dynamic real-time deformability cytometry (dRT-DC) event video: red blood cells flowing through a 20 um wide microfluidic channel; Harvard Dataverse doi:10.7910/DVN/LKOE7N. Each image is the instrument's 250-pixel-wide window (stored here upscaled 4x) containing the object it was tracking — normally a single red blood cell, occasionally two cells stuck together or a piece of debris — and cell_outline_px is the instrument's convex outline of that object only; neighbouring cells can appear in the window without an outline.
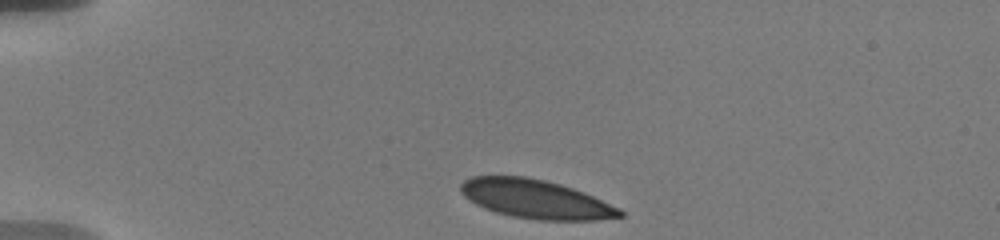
{"species": "human", "species_latin": "Homo sapiens", "temperature_condition": "warm", "stored_images_in_passage": 10, "camera_frame_rate_fps": 3000, "um_per_image_px": 0.085, "donor": {"sex": "male"}, "frame": {"image": 1, "passage_image": 1, "time_ms": 0.0, "image_size_px": [1000, 240], "cell_outline_px": [[624, 216], [596, 220], [540, 220], [512, 216], [496, 212], [484, 208], [476, 204], [464, 196], [460, 192], [460, 184], [464, 180], [472, 176], [524, 176], [544, 180], [560, 184], [584, 192], [620, 208], [624, 212]], "centroid_in_image_um": [45.53, 16.92], "position_along_channel_um": 39.5, "area_um2": 35.89}}
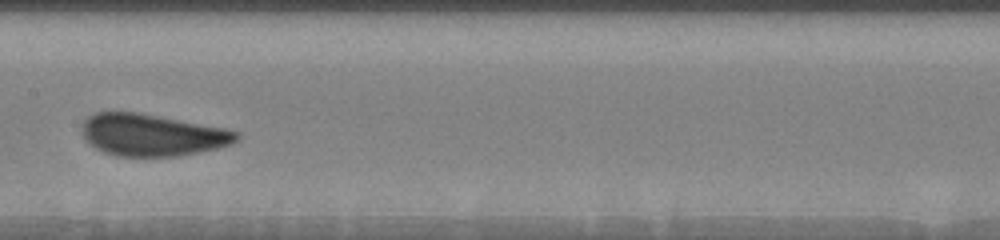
{"frame": {"image": 2, "passage_image": 6, "time_ms": 5.667, "image_size_px": [1000, 240], "cell_outline_px": [[240, 136], [232, 144], [216, 148], [176, 156], [116, 156], [104, 152], [88, 144], [80, 128], [80, 124], [88, 116], [96, 112], [140, 112], [224, 128], [240, 132]], "centroid_in_image_um": [12.89, 11.46], "position_along_channel_um": 194.5, "area_um2": 37.86}}
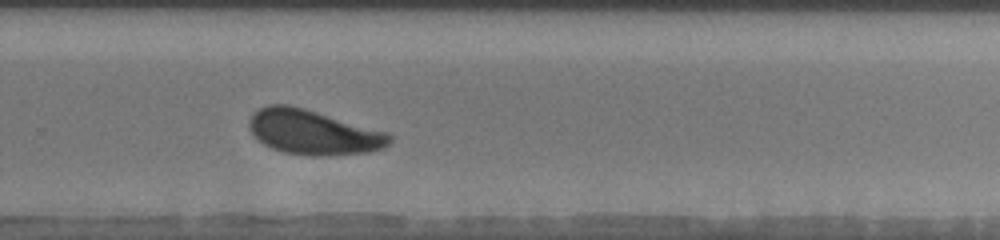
{"frame": {"image": 3, "passage_image": 9, "time_ms": 8.667, "image_size_px": [1000, 240], "cell_outline_px": [[392, 140], [384, 148], [368, 152], [328, 156], [312, 156], [284, 152], [272, 148], [256, 140], [248, 128], [248, 120], [260, 108], [268, 104], [288, 104], [304, 108], [388, 132], [392, 136]], "centroid_in_image_um": [26.61, 11.24], "position_along_channel_um": 303.2, "area_um2": 36.76}}